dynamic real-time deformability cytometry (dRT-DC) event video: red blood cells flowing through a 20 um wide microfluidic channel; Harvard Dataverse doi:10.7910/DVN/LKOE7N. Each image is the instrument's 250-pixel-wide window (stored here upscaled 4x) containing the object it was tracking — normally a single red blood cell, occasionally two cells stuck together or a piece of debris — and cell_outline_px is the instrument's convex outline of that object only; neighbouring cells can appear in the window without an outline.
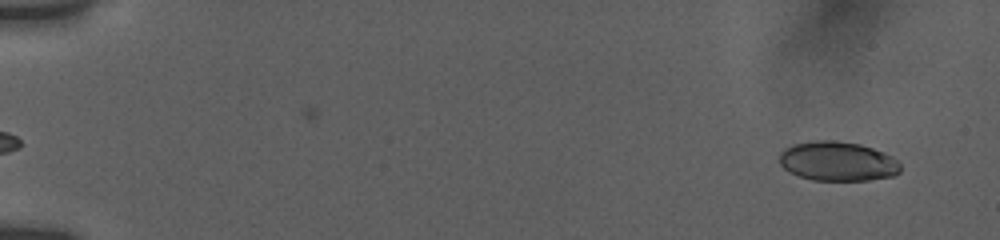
{"species": "human", "species_latin": "Homo sapiens", "temperature_condition": "room temperature", "stored_images_in_passage": 14, "camera_frame_rate_fps": 3000, "um_per_image_px": 0.085, "donor": {"sex": "female"}, "frame": {"image": 1, "passage_image": 2, "time_ms": 0.667, "image_size_px": [1000, 240], "cell_outline_px": [[900, 172], [892, 176], [868, 180], [812, 180], [788, 172], [780, 164], [780, 152], [784, 148], [796, 144], [820, 140], [832, 140], [860, 144], [872, 148], [892, 156], [900, 164]], "centroid_in_image_um": [71.19, 13.71], "position_along_channel_um": 13.8, "area_um2": 27.63}}
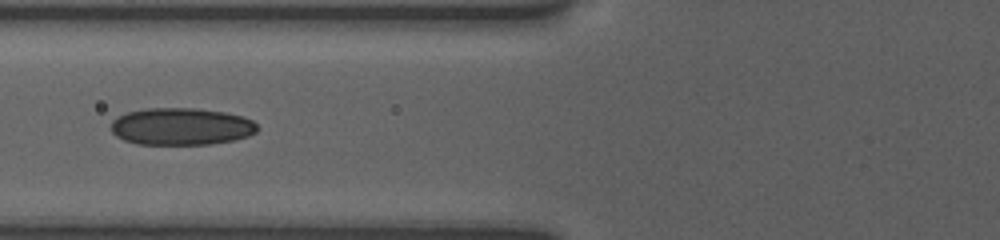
{"frame": {"image": 2, "passage_image": 12, "time_ms": 7.333, "image_size_px": [1000, 240], "cell_outline_px": [[260, 128], [256, 132], [248, 136], [232, 140], [208, 144], [136, 144], [124, 140], [116, 136], [112, 132], [112, 120], [116, 116], [128, 112], [148, 108], [196, 108], [224, 112], [244, 116], [252, 120]], "centroid_in_image_um": [15.41, 10.74], "position_along_channel_um": 110.4, "area_um2": 31.79}}
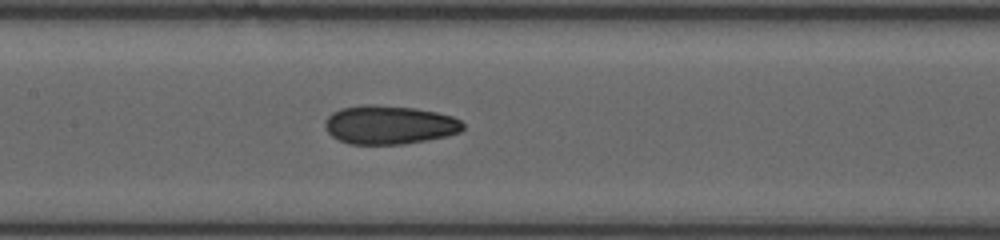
{"frame": {"image": 3, "passage_image": 14, "time_ms": 9.0, "image_size_px": [1000, 240], "cell_outline_px": [[464, 128], [460, 132], [444, 136], [404, 144], [352, 144], [340, 140], [332, 136], [324, 128], [324, 120], [332, 112], [340, 108], [364, 104], [376, 104], [416, 108], [436, 112], [452, 116], [460, 120], [464, 124]], "centroid_in_image_um": [33.06, 10.59], "position_along_channel_um": 174.3, "area_um2": 31.21}}